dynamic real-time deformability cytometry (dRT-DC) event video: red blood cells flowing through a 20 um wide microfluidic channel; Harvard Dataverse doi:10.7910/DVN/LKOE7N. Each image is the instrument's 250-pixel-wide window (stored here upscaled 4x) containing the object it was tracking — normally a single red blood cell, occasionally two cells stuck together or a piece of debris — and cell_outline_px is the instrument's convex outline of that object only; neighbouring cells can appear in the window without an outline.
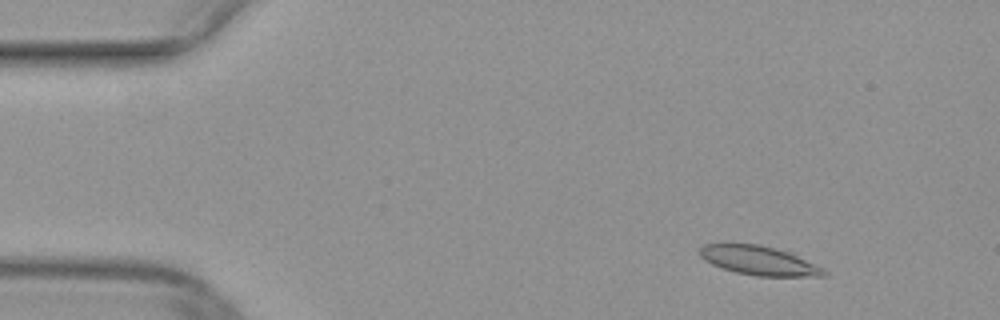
{"species": "common noctule bat (a hibernating species)", "species_latin": "Nyctalus noctula", "temperature_condition": "warm", "stored_images_in_passage": 14, "camera_frame_rate_fps": 3000, "um_per_image_px": 0.085, "animal": {"sex": "female", "body_mass_g": 29.2, "forearm_length_mm": 56.3}, "frame": {"image": 1, "passage_image": 6, "time_ms": 1.667, "image_size_px": [1000, 320], "cell_outline_px": [[828, 276], [756, 276], [736, 272], [720, 268], [704, 260], [700, 256], [700, 248], [704, 244], [760, 244], [792, 252], [824, 268], [828, 272]], "centroid_in_image_um": [64.56, 22.15], "position_along_channel_um": 20.4, "area_um2": 21.27}}